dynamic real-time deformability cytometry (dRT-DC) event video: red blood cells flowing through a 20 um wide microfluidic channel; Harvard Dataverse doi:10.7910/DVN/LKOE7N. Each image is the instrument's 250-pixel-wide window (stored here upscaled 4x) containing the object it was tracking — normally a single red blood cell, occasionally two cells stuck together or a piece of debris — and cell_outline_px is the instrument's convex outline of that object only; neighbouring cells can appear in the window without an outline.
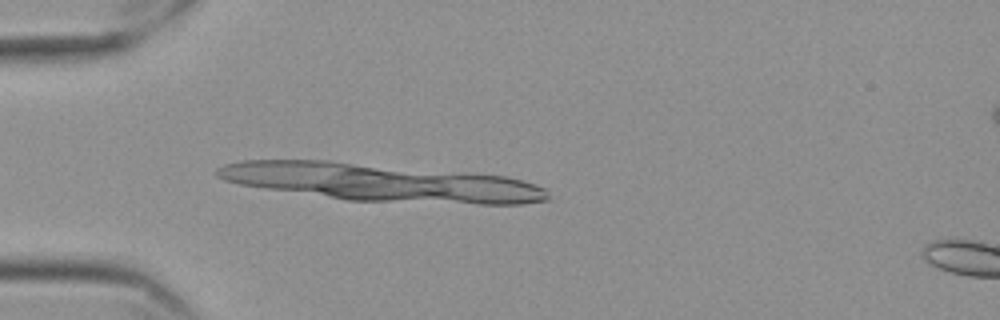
{"species": "Egyptian fruit bat (a non-hibernating species)", "species_latin": "Rousettus aegyptiacus", "temperature_condition": "cold", "stored_images_in_passage": 3, "camera_frame_rate_fps": 3000, "um_per_image_px": 0.085, "frame": {"image": 1, "passage_image": 1, "time_ms": 0.0, "image_size_px": [1000, 320], "cell_outline_px": [[536, 200], [468, 200], [460, 176], [492, 176], [512, 180], [528, 184], [536, 188]], "centroid_in_image_um": [42.23, 16.06], "position_along_channel_um": 42.8, "area_um2": 10.92}}